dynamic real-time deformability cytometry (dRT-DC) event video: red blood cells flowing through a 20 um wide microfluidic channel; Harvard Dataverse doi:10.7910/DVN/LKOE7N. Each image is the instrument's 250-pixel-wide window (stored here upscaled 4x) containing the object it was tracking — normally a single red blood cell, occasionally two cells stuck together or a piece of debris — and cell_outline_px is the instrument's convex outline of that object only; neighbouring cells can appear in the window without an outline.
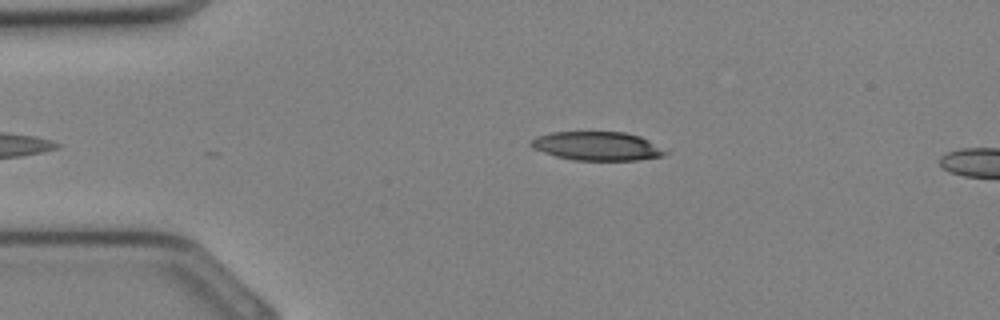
{"species": "Egyptian fruit bat (a non-hibernating species)", "species_latin": "Rousettus aegyptiacus", "temperature_condition": "cold", "stored_images_in_passage": 3, "camera_frame_rate_fps": 3000, "um_per_image_px": 0.085, "animal": {"sex": "female"}, "frame": {"image": 1, "passage_image": 1, "time_ms": 0.0, "image_size_px": [1000, 320], "cell_outline_px": [[668, 152], [664, 156], [636, 160], [572, 160], [556, 156], [532, 148], [528, 144], [536, 136], [552, 132], [624, 132], [640, 136], [648, 140]], "centroid_in_image_um": [50.73, 12.41], "position_along_channel_um": 34.3, "area_um2": 22.43}}